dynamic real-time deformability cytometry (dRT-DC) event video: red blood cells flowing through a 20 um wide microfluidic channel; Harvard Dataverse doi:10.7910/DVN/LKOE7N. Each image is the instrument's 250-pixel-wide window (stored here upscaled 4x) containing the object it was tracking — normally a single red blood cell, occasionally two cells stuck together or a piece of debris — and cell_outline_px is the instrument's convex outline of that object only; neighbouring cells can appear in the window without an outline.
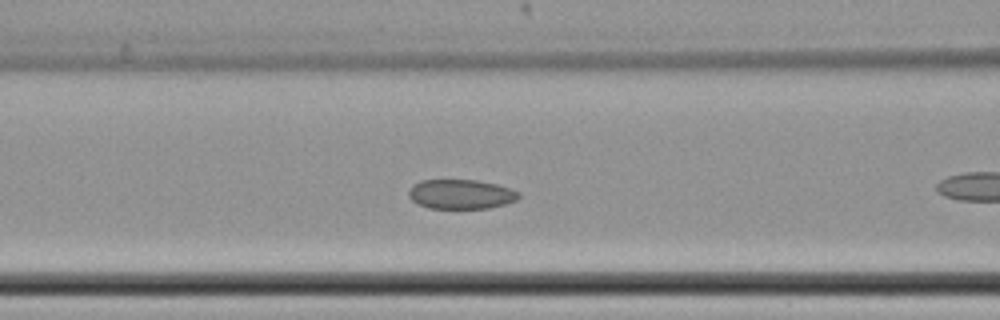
{"species": "common noctule bat (a hibernating species)", "species_latin": "Nyctalus noctula", "temperature_condition": "cold", "stored_images_in_passage": 22, "camera_frame_rate_fps": 3000, "um_per_image_px": 0.085, "animal": {"sex": "female", "body_mass_g": 22.7, "forearm_length_mm": 54.2}, "frame": {"image": 1, "passage_image": 10, "time_ms": 3.0, "image_size_px": [1000, 320], "cell_outline_px": [[520, 196], [516, 200], [504, 204], [488, 208], [428, 208], [412, 200], [408, 196], [408, 192], [412, 184], [420, 180], [476, 180], [496, 184], [520, 192]], "centroid_in_image_um": [39.15, 16.5], "position_along_channel_um": 127.4, "area_um2": 18.84}}
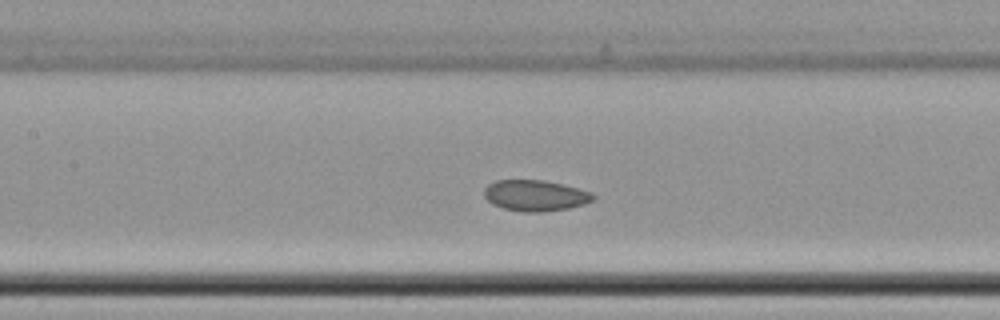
{"frame": {"image": 2, "passage_image": 13, "time_ms": 4.0, "image_size_px": [1000, 320], "cell_outline_px": [[596, 196], [592, 200], [584, 204], [568, 208], [544, 212], [524, 212], [504, 208], [492, 204], [484, 196], [484, 188], [488, 184], [496, 180], [544, 180], [564, 184], [592, 192]], "centroid_in_image_um": [45.5, 16.61], "position_along_channel_um": 161.9, "area_um2": 19.77}}
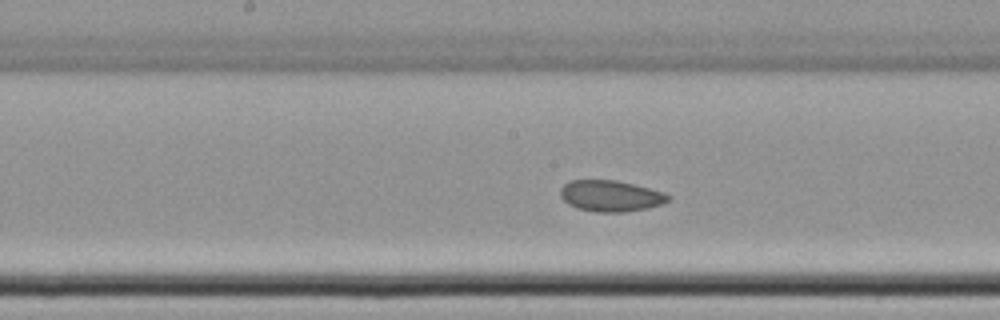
{"frame": {"image": 3, "passage_image": 16, "time_ms": 5.0, "image_size_px": [1000, 320], "cell_outline_px": [[672, 196], [668, 200], [660, 204], [648, 208], [624, 212], [596, 212], [576, 208], [568, 204], [560, 196], [560, 188], [564, 184], [572, 180], [616, 180], [664, 192]], "centroid_in_image_um": [51.88, 16.66], "position_along_channel_um": 196.3, "area_um2": 19.54}}